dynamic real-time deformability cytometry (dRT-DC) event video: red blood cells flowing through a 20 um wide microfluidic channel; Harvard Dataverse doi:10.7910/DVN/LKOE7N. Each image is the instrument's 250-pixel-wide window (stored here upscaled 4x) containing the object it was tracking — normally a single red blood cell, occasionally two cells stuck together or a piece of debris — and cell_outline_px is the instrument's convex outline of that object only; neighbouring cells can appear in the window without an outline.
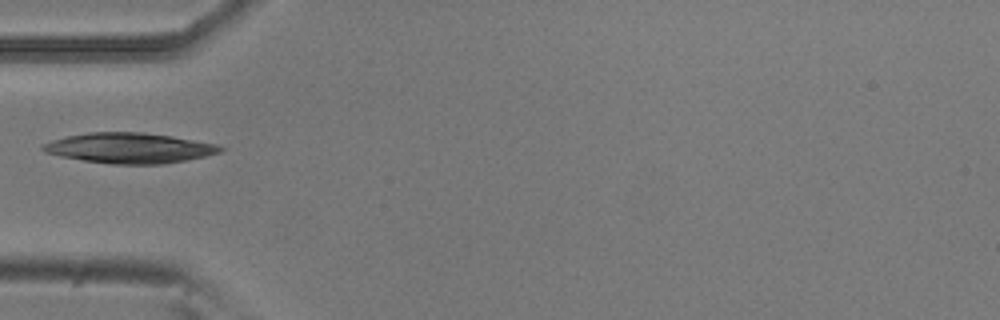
{"species": "common noctule bat (a hibernating species)", "species_latin": "Nyctalus noctula", "temperature_condition": "room temperature", "stored_images_in_passage": 3, "camera_frame_rate_fps": 3000, "um_per_image_px": 0.085, "animal": {"sex": "male", "body_mass_g": 20.5, "forearm_length_mm": 52.5}, "frame": {"image": 1, "passage_image": 1, "time_ms": 0.0, "image_size_px": [1000, 320], "cell_outline_px": [[224, 148], [220, 152], [204, 156], [164, 164], [112, 164], [84, 160], [60, 156], [44, 152], [40, 148], [40, 144], [52, 140], [68, 136], [88, 132], [144, 132], [172, 136], [216, 144]], "centroid_in_image_um": [10.96, 12.58], "position_along_channel_um": 74.0, "area_um2": 31.21}}
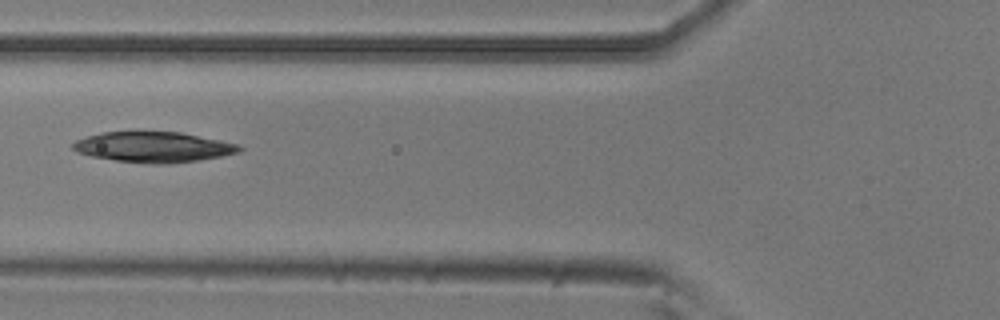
{"frame": {"image": 2, "passage_image": 2, "time_ms": 0.333, "image_size_px": [1000, 320], "cell_outline_px": [[244, 148], [240, 152], [220, 156], [196, 160], [168, 164], [152, 164], [116, 160], [92, 156], [76, 152], [72, 148], [72, 144], [76, 140], [100, 132], [136, 128], [180, 132], [240, 144]], "centroid_in_image_um": [13.0, 12.44], "position_along_channel_um": 112.8, "area_um2": 30.52}}
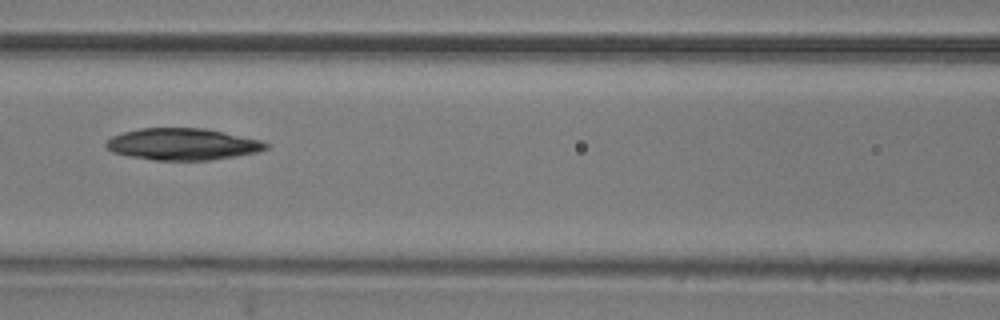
{"frame": {"image": 3, "passage_image": 3, "time_ms": 0.667, "image_size_px": [1000, 320], "cell_outline_px": [[272, 144], [268, 148], [256, 152], [236, 156], [208, 160], [156, 160], [128, 156], [112, 152], [104, 144], [112, 136], [124, 132], [140, 128], [204, 128], [260, 140]], "centroid_in_image_um": [15.52, 12.25], "position_along_channel_um": 151.1, "area_um2": 29.42}}